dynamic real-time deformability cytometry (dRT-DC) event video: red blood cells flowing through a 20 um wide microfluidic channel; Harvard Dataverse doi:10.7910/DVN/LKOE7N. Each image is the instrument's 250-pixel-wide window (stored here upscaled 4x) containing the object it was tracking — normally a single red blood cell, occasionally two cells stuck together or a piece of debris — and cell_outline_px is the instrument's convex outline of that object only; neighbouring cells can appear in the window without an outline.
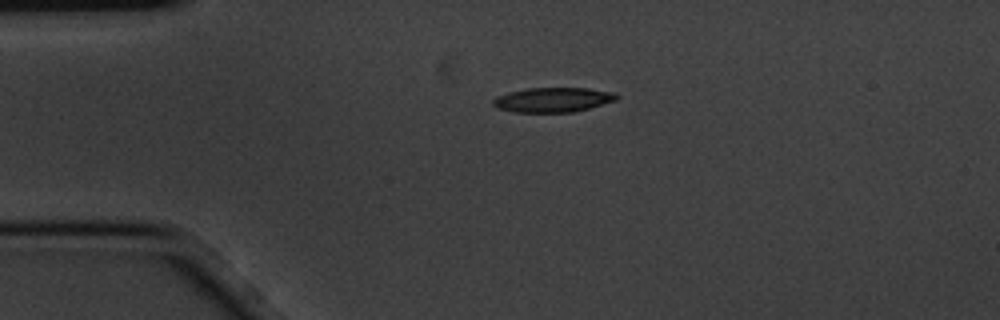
{"species": "common noctule bat (a hibernating species)", "species_latin": "Nyctalus noctula", "temperature_condition": "cold", "stored_images_in_passage": 3, "camera_frame_rate_fps": 3000, "um_per_image_px": 0.085, "animal": {"sex": "male", "body_mass_g": 20.1, "forearm_length_mm": 53.5}, "frame": {"image": 1, "passage_image": 1, "time_ms": 0.0, "image_size_px": [1000, 320], "cell_outline_px": [[620, 96], [616, 100], [588, 108], [572, 112], [516, 112], [496, 108], [492, 104], [492, 100], [496, 96], [508, 92], [528, 88], [588, 88], [616, 92]], "centroid_in_image_um": [46.99, 8.47], "position_along_channel_um": 38.0, "area_um2": 17.8}}
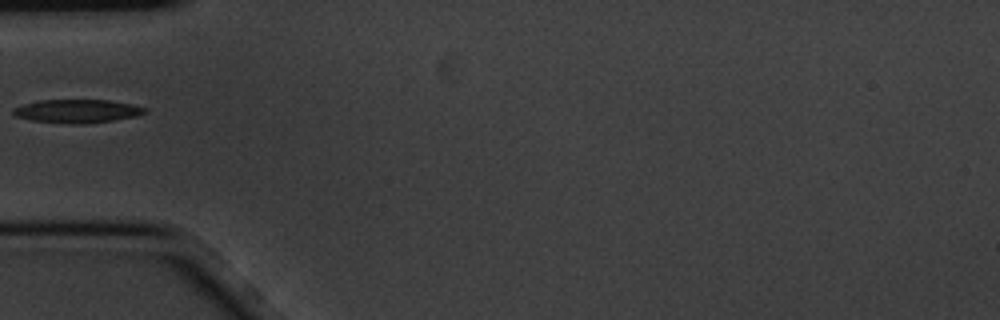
{"frame": {"image": 2, "passage_image": 3, "time_ms": 0.667, "image_size_px": [1000, 320], "cell_outline_px": [[148, 112], [136, 116], [112, 120], [80, 124], [72, 124], [32, 120], [16, 116], [12, 112], [16, 108], [24, 104], [40, 100], [108, 100], [132, 104], [148, 108]], "centroid_in_image_um": [6.62, 9.44], "position_along_channel_um": 78.4, "area_um2": 17.74}}